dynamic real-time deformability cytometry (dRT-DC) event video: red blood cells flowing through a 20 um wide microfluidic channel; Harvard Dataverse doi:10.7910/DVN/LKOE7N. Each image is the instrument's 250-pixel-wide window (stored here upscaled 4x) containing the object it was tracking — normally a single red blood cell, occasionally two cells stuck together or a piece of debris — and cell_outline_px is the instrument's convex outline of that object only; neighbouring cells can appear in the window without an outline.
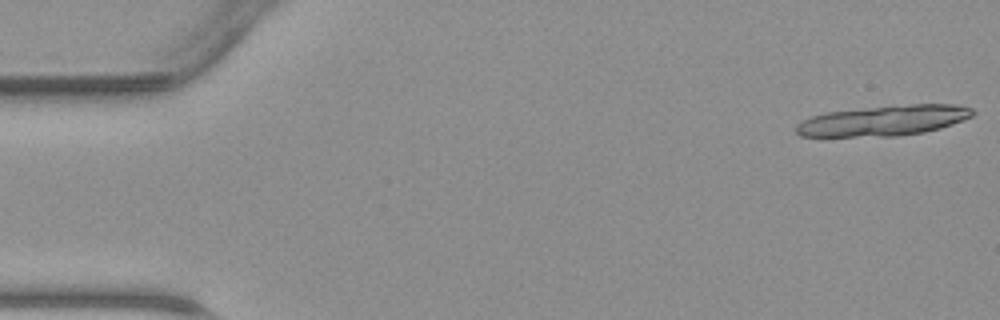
{"species": "common noctule bat (a hibernating species)", "species_latin": "Nyctalus noctula", "temperature_condition": "warm", "stored_images_in_passage": 16, "camera_frame_rate_fps": 3000, "um_per_image_px": 0.085, "animal": {"sex": "male", "body_mass_g": 23.1, "forearm_length_mm": 52.7}, "frame": {"image": 1, "passage_image": 1, "time_ms": 0.0, "image_size_px": [1000, 320], "cell_outline_px": [[976, 112], [972, 116], [952, 124], [940, 128], [924, 132], [900, 136], [800, 136], [796, 132], [796, 124], [812, 116], [828, 112], [868, 108], [912, 104], [956, 104], [972, 108]], "centroid_in_image_um": [75.16, 10.25], "position_along_channel_um": 9.8, "area_um2": 30.92}}